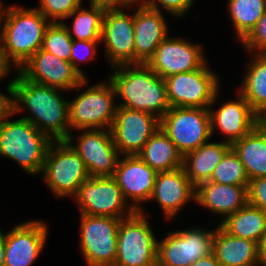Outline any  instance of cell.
I'll use <instances>...</instances> for the list:
<instances>
[{
	"instance_id": "obj_1",
	"label": "cell",
	"mask_w": 266,
	"mask_h": 266,
	"mask_svg": "<svg viewBox=\"0 0 266 266\" xmlns=\"http://www.w3.org/2000/svg\"><path fill=\"white\" fill-rule=\"evenodd\" d=\"M15 73L14 80L10 81L14 114H20L26 108L30 114L22 118L52 141L66 140L71 133V126L69 100L62 96L64 90L32 82L18 70Z\"/></svg>"
},
{
	"instance_id": "obj_2",
	"label": "cell",
	"mask_w": 266,
	"mask_h": 266,
	"mask_svg": "<svg viewBox=\"0 0 266 266\" xmlns=\"http://www.w3.org/2000/svg\"><path fill=\"white\" fill-rule=\"evenodd\" d=\"M109 76L118 101L117 106L144 111L161 119L171 108L165 80L147 64H124L112 67Z\"/></svg>"
},
{
	"instance_id": "obj_3",
	"label": "cell",
	"mask_w": 266,
	"mask_h": 266,
	"mask_svg": "<svg viewBox=\"0 0 266 266\" xmlns=\"http://www.w3.org/2000/svg\"><path fill=\"white\" fill-rule=\"evenodd\" d=\"M50 23L37 8L2 5L0 48L5 62L19 70L42 48L44 33Z\"/></svg>"
},
{
	"instance_id": "obj_4",
	"label": "cell",
	"mask_w": 266,
	"mask_h": 266,
	"mask_svg": "<svg viewBox=\"0 0 266 266\" xmlns=\"http://www.w3.org/2000/svg\"><path fill=\"white\" fill-rule=\"evenodd\" d=\"M10 116L12 110L0 121V156L19 164L26 174L41 175L52 140L26 119L11 121Z\"/></svg>"
},
{
	"instance_id": "obj_5",
	"label": "cell",
	"mask_w": 266,
	"mask_h": 266,
	"mask_svg": "<svg viewBox=\"0 0 266 266\" xmlns=\"http://www.w3.org/2000/svg\"><path fill=\"white\" fill-rule=\"evenodd\" d=\"M41 174L57 199L73 197L80 185L90 178L85 163L66 140L51 142Z\"/></svg>"
},
{
	"instance_id": "obj_6",
	"label": "cell",
	"mask_w": 266,
	"mask_h": 266,
	"mask_svg": "<svg viewBox=\"0 0 266 266\" xmlns=\"http://www.w3.org/2000/svg\"><path fill=\"white\" fill-rule=\"evenodd\" d=\"M115 88L108 79L94 84L69 101V123L73 130L109 129L115 119Z\"/></svg>"
},
{
	"instance_id": "obj_7",
	"label": "cell",
	"mask_w": 266,
	"mask_h": 266,
	"mask_svg": "<svg viewBox=\"0 0 266 266\" xmlns=\"http://www.w3.org/2000/svg\"><path fill=\"white\" fill-rule=\"evenodd\" d=\"M144 209L121 219L114 266H157V240Z\"/></svg>"
},
{
	"instance_id": "obj_8",
	"label": "cell",
	"mask_w": 266,
	"mask_h": 266,
	"mask_svg": "<svg viewBox=\"0 0 266 266\" xmlns=\"http://www.w3.org/2000/svg\"><path fill=\"white\" fill-rule=\"evenodd\" d=\"M72 199L83 215L124 219L135 212L113 176L90 177L80 185Z\"/></svg>"
},
{
	"instance_id": "obj_9",
	"label": "cell",
	"mask_w": 266,
	"mask_h": 266,
	"mask_svg": "<svg viewBox=\"0 0 266 266\" xmlns=\"http://www.w3.org/2000/svg\"><path fill=\"white\" fill-rule=\"evenodd\" d=\"M218 78L208 61L197 70L168 76L164 80L170 107L209 108L221 89Z\"/></svg>"
},
{
	"instance_id": "obj_10",
	"label": "cell",
	"mask_w": 266,
	"mask_h": 266,
	"mask_svg": "<svg viewBox=\"0 0 266 266\" xmlns=\"http://www.w3.org/2000/svg\"><path fill=\"white\" fill-rule=\"evenodd\" d=\"M160 128L184 156L211 139L209 108L171 107L160 119Z\"/></svg>"
},
{
	"instance_id": "obj_11",
	"label": "cell",
	"mask_w": 266,
	"mask_h": 266,
	"mask_svg": "<svg viewBox=\"0 0 266 266\" xmlns=\"http://www.w3.org/2000/svg\"><path fill=\"white\" fill-rule=\"evenodd\" d=\"M79 250L88 266H114L121 219L80 214Z\"/></svg>"
},
{
	"instance_id": "obj_12",
	"label": "cell",
	"mask_w": 266,
	"mask_h": 266,
	"mask_svg": "<svg viewBox=\"0 0 266 266\" xmlns=\"http://www.w3.org/2000/svg\"><path fill=\"white\" fill-rule=\"evenodd\" d=\"M215 229L191 227L167 233L157 242V266H190L213 250Z\"/></svg>"
},
{
	"instance_id": "obj_13",
	"label": "cell",
	"mask_w": 266,
	"mask_h": 266,
	"mask_svg": "<svg viewBox=\"0 0 266 266\" xmlns=\"http://www.w3.org/2000/svg\"><path fill=\"white\" fill-rule=\"evenodd\" d=\"M133 5L137 4L107 7L104 13L100 43L104 44L106 54L104 56L111 68L135 64L134 12L129 15L125 11Z\"/></svg>"
},
{
	"instance_id": "obj_14",
	"label": "cell",
	"mask_w": 266,
	"mask_h": 266,
	"mask_svg": "<svg viewBox=\"0 0 266 266\" xmlns=\"http://www.w3.org/2000/svg\"><path fill=\"white\" fill-rule=\"evenodd\" d=\"M26 79L69 92L80 93L88 83L66 60L40 48L18 70Z\"/></svg>"
},
{
	"instance_id": "obj_15",
	"label": "cell",
	"mask_w": 266,
	"mask_h": 266,
	"mask_svg": "<svg viewBox=\"0 0 266 266\" xmlns=\"http://www.w3.org/2000/svg\"><path fill=\"white\" fill-rule=\"evenodd\" d=\"M77 143L72 133L66 141L85 163L90 177L113 176L120 154L109 129L79 130Z\"/></svg>"
},
{
	"instance_id": "obj_16",
	"label": "cell",
	"mask_w": 266,
	"mask_h": 266,
	"mask_svg": "<svg viewBox=\"0 0 266 266\" xmlns=\"http://www.w3.org/2000/svg\"><path fill=\"white\" fill-rule=\"evenodd\" d=\"M159 127L153 114L118 106L110 131L121 156L137 155Z\"/></svg>"
},
{
	"instance_id": "obj_17",
	"label": "cell",
	"mask_w": 266,
	"mask_h": 266,
	"mask_svg": "<svg viewBox=\"0 0 266 266\" xmlns=\"http://www.w3.org/2000/svg\"><path fill=\"white\" fill-rule=\"evenodd\" d=\"M207 61L201 44L182 37L167 36L158 45L147 65L165 79L173 74L197 70Z\"/></svg>"
},
{
	"instance_id": "obj_18",
	"label": "cell",
	"mask_w": 266,
	"mask_h": 266,
	"mask_svg": "<svg viewBox=\"0 0 266 266\" xmlns=\"http://www.w3.org/2000/svg\"><path fill=\"white\" fill-rule=\"evenodd\" d=\"M219 92L209 107L211 135L218 127L221 134L225 135L223 141L232 145L251 132L261 122V117L239 92L235 100L223 103L220 108H213L217 104Z\"/></svg>"
},
{
	"instance_id": "obj_19",
	"label": "cell",
	"mask_w": 266,
	"mask_h": 266,
	"mask_svg": "<svg viewBox=\"0 0 266 266\" xmlns=\"http://www.w3.org/2000/svg\"><path fill=\"white\" fill-rule=\"evenodd\" d=\"M47 223L27 220L5 233V266H31L47 242Z\"/></svg>"
},
{
	"instance_id": "obj_20",
	"label": "cell",
	"mask_w": 266,
	"mask_h": 266,
	"mask_svg": "<svg viewBox=\"0 0 266 266\" xmlns=\"http://www.w3.org/2000/svg\"><path fill=\"white\" fill-rule=\"evenodd\" d=\"M123 157L120 155L113 177L124 199L127 202L130 200L129 204L135 211H140L143 208L141 203L150 201L157 172L138 155H123Z\"/></svg>"
},
{
	"instance_id": "obj_21",
	"label": "cell",
	"mask_w": 266,
	"mask_h": 266,
	"mask_svg": "<svg viewBox=\"0 0 266 266\" xmlns=\"http://www.w3.org/2000/svg\"><path fill=\"white\" fill-rule=\"evenodd\" d=\"M155 200L166 220L177 216L184 205L195 201V186L191 183L183 167L173 171L157 173L150 201ZM175 216V217H174Z\"/></svg>"
},
{
	"instance_id": "obj_22",
	"label": "cell",
	"mask_w": 266,
	"mask_h": 266,
	"mask_svg": "<svg viewBox=\"0 0 266 266\" xmlns=\"http://www.w3.org/2000/svg\"><path fill=\"white\" fill-rule=\"evenodd\" d=\"M138 5L134 11L135 64H147L158 45L169 36V31L161 11L151 9L144 3Z\"/></svg>"
},
{
	"instance_id": "obj_23",
	"label": "cell",
	"mask_w": 266,
	"mask_h": 266,
	"mask_svg": "<svg viewBox=\"0 0 266 266\" xmlns=\"http://www.w3.org/2000/svg\"><path fill=\"white\" fill-rule=\"evenodd\" d=\"M194 202L226 218L248 203V187L206 181L195 187Z\"/></svg>"
},
{
	"instance_id": "obj_24",
	"label": "cell",
	"mask_w": 266,
	"mask_h": 266,
	"mask_svg": "<svg viewBox=\"0 0 266 266\" xmlns=\"http://www.w3.org/2000/svg\"><path fill=\"white\" fill-rule=\"evenodd\" d=\"M221 266H259V243L227 233L220 225L215 228L213 250Z\"/></svg>"
},
{
	"instance_id": "obj_25",
	"label": "cell",
	"mask_w": 266,
	"mask_h": 266,
	"mask_svg": "<svg viewBox=\"0 0 266 266\" xmlns=\"http://www.w3.org/2000/svg\"><path fill=\"white\" fill-rule=\"evenodd\" d=\"M231 144L225 141H207L196 150L183 156V169L191 183L198 184L209 181L214 168L220 163Z\"/></svg>"
},
{
	"instance_id": "obj_26",
	"label": "cell",
	"mask_w": 266,
	"mask_h": 266,
	"mask_svg": "<svg viewBox=\"0 0 266 266\" xmlns=\"http://www.w3.org/2000/svg\"><path fill=\"white\" fill-rule=\"evenodd\" d=\"M231 147L244 165L249 180L266 176V126L262 122Z\"/></svg>"
},
{
	"instance_id": "obj_27",
	"label": "cell",
	"mask_w": 266,
	"mask_h": 266,
	"mask_svg": "<svg viewBox=\"0 0 266 266\" xmlns=\"http://www.w3.org/2000/svg\"><path fill=\"white\" fill-rule=\"evenodd\" d=\"M137 155L157 173L183 167V155L160 127Z\"/></svg>"
},
{
	"instance_id": "obj_28",
	"label": "cell",
	"mask_w": 266,
	"mask_h": 266,
	"mask_svg": "<svg viewBox=\"0 0 266 266\" xmlns=\"http://www.w3.org/2000/svg\"><path fill=\"white\" fill-rule=\"evenodd\" d=\"M252 56L245 66L239 93L262 118L266 114V54L249 52Z\"/></svg>"
},
{
	"instance_id": "obj_29",
	"label": "cell",
	"mask_w": 266,
	"mask_h": 266,
	"mask_svg": "<svg viewBox=\"0 0 266 266\" xmlns=\"http://www.w3.org/2000/svg\"><path fill=\"white\" fill-rule=\"evenodd\" d=\"M219 225L232 236L260 243L266 228V212L247 203Z\"/></svg>"
},
{
	"instance_id": "obj_30",
	"label": "cell",
	"mask_w": 266,
	"mask_h": 266,
	"mask_svg": "<svg viewBox=\"0 0 266 266\" xmlns=\"http://www.w3.org/2000/svg\"><path fill=\"white\" fill-rule=\"evenodd\" d=\"M89 9L78 7L66 19L73 17L72 27L65 25L71 38L74 40H101L103 17L107 9V5L89 3Z\"/></svg>"
},
{
	"instance_id": "obj_31",
	"label": "cell",
	"mask_w": 266,
	"mask_h": 266,
	"mask_svg": "<svg viewBox=\"0 0 266 266\" xmlns=\"http://www.w3.org/2000/svg\"><path fill=\"white\" fill-rule=\"evenodd\" d=\"M227 9L236 33L234 37L242 42L266 12V0H228Z\"/></svg>"
},
{
	"instance_id": "obj_32",
	"label": "cell",
	"mask_w": 266,
	"mask_h": 266,
	"mask_svg": "<svg viewBox=\"0 0 266 266\" xmlns=\"http://www.w3.org/2000/svg\"><path fill=\"white\" fill-rule=\"evenodd\" d=\"M211 182L238 186H249V177L239 156L231 147L223 156L220 163L214 168Z\"/></svg>"
},
{
	"instance_id": "obj_33",
	"label": "cell",
	"mask_w": 266,
	"mask_h": 266,
	"mask_svg": "<svg viewBox=\"0 0 266 266\" xmlns=\"http://www.w3.org/2000/svg\"><path fill=\"white\" fill-rule=\"evenodd\" d=\"M72 42L62 22H51L45 30L42 49L70 62Z\"/></svg>"
},
{
	"instance_id": "obj_34",
	"label": "cell",
	"mask_w": 266,
	"mask_h": 266,
	"mask_svg": "<svg viewBox=\"0 0 266 266\" xmlns=\"http://www.w3.org/2000/svg\"><path fill=\"white\" fill-rule=\"evenodd\" d=\"M36 8L50 21L63 22L83 0H39ZM62 20V21H61Z\"/></svg>"
},
{
	"instance_id": "obj_35",
	"label": "cell",
	"mask_w": 266,
	"mask_h": 266,
	"mask_svg": "<svg viewBox=\"0 0 266 266\" xmlns=\"http://www.w3.org/2000/svg\"><path fill=\"white\" fill-rule=\"evenodd\" d=\"M101 40H74L72 42V48L70 53V63L73 68L83 77L87 78L79 65L83 62H89L95 60L98 45ZM81 62V63H80Z\"/></svg>"
},
{
	"instance_id": "obj_36",
	"label": "cell",
	"mask_w": 266,
	"mask_h": 266,
	"mask_svg": "<svg viewBox=\"0 0 266 266\" xmlns=\"http://www.w3.org/2000/svg\"><path fill=\"white\" fill-rule=\"evenodd\" d=\"M241 44L244 45L246 52L266 54V12Z\"/></svg>"
},
{
	"instance_id": "obj_37",
	"label": "cell",
	"mask_w": 266,
	"mask_h": 266,
	"mask_svg": "<svg viewBox=\"0 0 266 266\" xmlns=\"http://www.w3.org/2000/svg\"><path fill=\"white\" fill-rule=\"evenodd\" d=\"M194 2L195 0H146L144 4L151 9L161 12H163L161 8H164L170 15L181 18L191 10Z\"/></svg>"
},
{
	"instance_id": "obj_38",
	"label": "cell",
	"mask_w": 266,
	"mask_h": 266,
	"mask_svg": "<svg viewBox=\"0 0 266 266\" xmlns=\"http://www.w3.org/2000/svg\"><path fill=\"white\" fill-rule=\"evenodd\" d=\"M248 203L266 212V176L249 181Z\"/></svg>"
},
{
	"instance_id": "obj_39",
	"label": "cell",
	"mask_w": 266,
	"mask_h": 266,
	"mask_svg": "<svg viewBox=\"0 0 266 266\" xmlns=\"http://www.w3.org/2000/svg\"><path fill=\"white\" fill-rule=\"evenodd\" d=\"M7 95L0 91V121L12 110L11 104V82L6 87ZM9 95V96H8Z\"/></svg>"
},
{
	"instance_id": "obj_40",
	"label": "cell",
	"mask_w": 266,
	"mask_h": 266,
	"mask_svg": "<svg viewBox=\"0 0 266 266\" xmlns=\"http://www.w3.org/2000/svg\"><path fill=\"white\" fill-rule=\"evenodd\" d=\"M190 266H221V265L218 262L215 254L212 252L209 255L195 261Z\"/></svg>"
},
{
	"instance_id": "obj_41",
	"label": "cell",
	"mask_w": 266,
	"mask_h": 266,
	"mask_svg": "<svg viewBox=\"0 0 266 266\" xmlns=\"http://www.w3.org/2000/svg\"><path fill=\"white\" fill-rule=\"evenodd\" d=\"M259 256L261 260V266H266V228L259 243Z\"/></svg>"
},
{
	"instance_id": "obj_42",
	"label": "cell",
	"mask_w": 266,
	"mask_h": 266,
	"mask_svg": "<svg viewBox=\"0 0 266 266\" xmlns=\"http://www.w3.org/2000/svg\"><path fill=\"white\" fill-rule=\"evenodd\" d=\"M12 67H10L4 60L2 50L0 48V81L3 80L6 76H8L9 72H11Z\"/></svg>"
},
{
	"instance_id": "obj_43",
	"label": "cell",
	"mask_w": 266,
	"mask_h": 266,
	"mask_svg": "<svg viewBox=\"0 0 266 266\" xmlns=\"http://www.w3.org/2000/svg\"><path fill=\"white\" fill-rule=\"evenodd\" d=\"M0 266H5V234L0 228Z\"/></svg>"
},
{
	"instance_id": "obj_44",
	"label": "cell",
	"mask_w": 266,
	"mask_h": 266,
	"mask_svg": "<svg viewBox=\"0 0 266 266\" xmlns=\"http://www.w3.org/2000/svg\"><path fill=\"white\" fill-rule=\"evenodd\" d=\"M90 3L104 4L108 7L120 6V0H90Z\"/></svg>"
},
{
	"instance_id": "obj_45",
	"label": "cell",
	"mask_w": 266,
	"mask_h": 266,
	"mask_svg": "<svg viewBox=\"0 0 266 266\" xmlns=\"http://www.w3.org/2000/svg\"><path fill=\"white\" fill-rule=\"evenodd\" d=\"M146 0H120V6H128L129 4H142L145 3Z\"/></svg>"
},
{
	"instance_id": "obj_46",
	"label": "cell",
	"mask_w": 266,
	"mask_h": 266,
	"mask_svg": "<svg viewBox=\"0 0 266 266\" xmlns=\"http://www.w3.org/2000/svg\"><path fill=\"white\" fill-rule=\"evenodd\" d=\"M261 122L266 126V114L261 118Z\"/></svg>"
},
{
	"instance_id": "obj_47",
	"label": "cell",
	"mask_w": 266,
	"mask_h": 266,
	"mask_svg": "<svg viewBox=\"0 0 266 266\" xmlns=\"http://www.w3.org/2000/svg\"><path fill=\"white\" fill-rule=\"evenodd\" d=\"M1 14H2V2H0V19H1Z\"/></svg>"
}]
</instances>
